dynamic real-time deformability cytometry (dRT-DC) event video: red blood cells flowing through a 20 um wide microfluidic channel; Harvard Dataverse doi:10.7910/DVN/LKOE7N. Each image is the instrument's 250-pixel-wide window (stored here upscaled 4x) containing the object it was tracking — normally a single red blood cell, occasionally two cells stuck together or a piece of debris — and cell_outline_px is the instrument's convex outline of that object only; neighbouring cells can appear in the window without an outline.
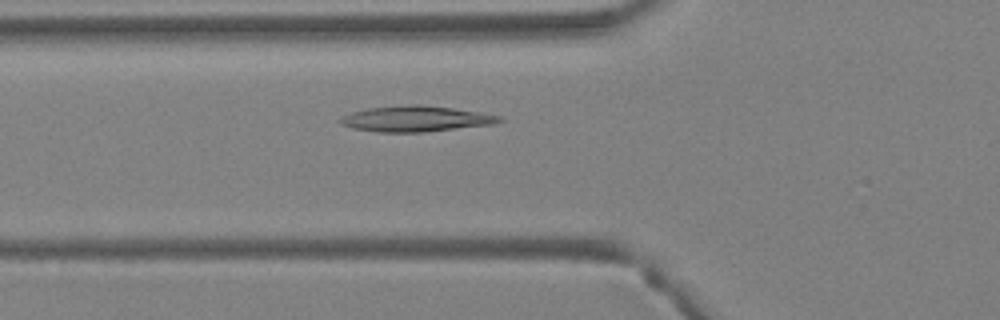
{"species": "Egyptian fruit bat (a non-hibernating species)", "species_latin": "Rousettus aegyptiacus", "temperature_condition": "warm", "stored_images_in_passage": 33, "camera_frame_rate_fps": 3000, "um_per_image_px": 0.085, "animal": {"sex": "female"}, "frame": {"image": 1, "passage_image": 7, "time_ms": 2.0, "image_size_px": [1000, 320], "cell_outline_px": [[504, 120], [492, 124], [424, 132], [376, 132], [352, 128], [340, 124], [336, 120], [340, 116], [352, 112], [368, 108], [408, 104], [420, 104], [452, 108], [480, 112], [500, 116]], "centroid_in_image_um": [35.27, 10.09], "position_along_channel_um": 90.5, "area_um2": 23.93}}
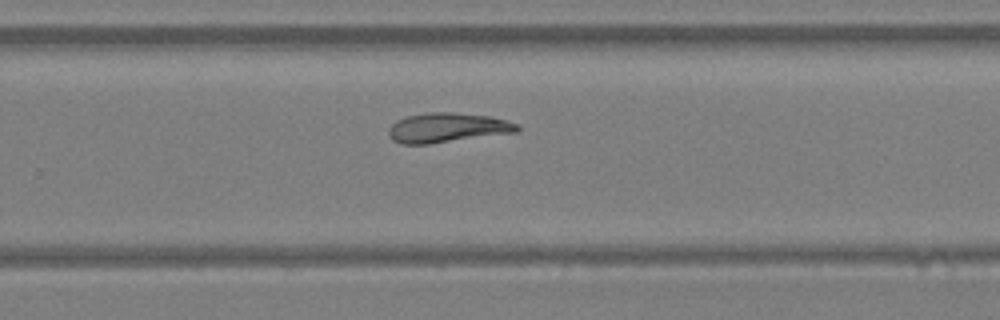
{"frame": {"image": 2, "passage_image": 19, "time_ms": 6.0, "image_size_px": [1000, 320], "cell_outline_px": [[520, 128], [516, 132], [428, 144], [400, 144], [392, 140], [388, 136], [388, 128], [396, 120], [408, 116], [432, 112], [452, 112], [488, 116], [508, 120], [520, 124]], "centroid_in_image_um": [38.01, 10.86], "position_along_channel_um": 291.8, "area_um2": 22.2}}
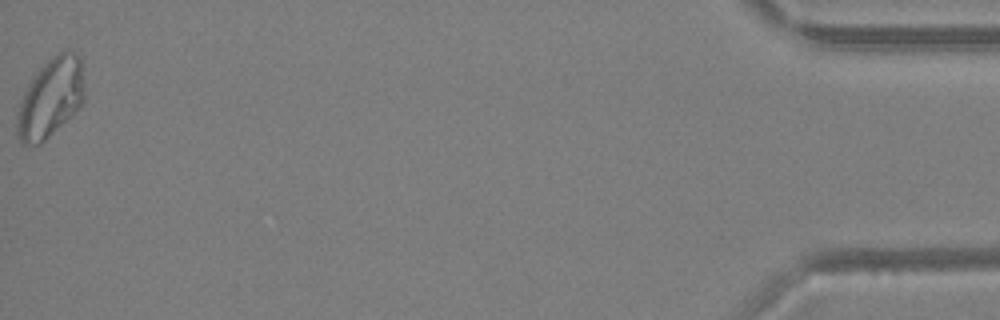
{"frame": {"image": 3, "passage_image": 33, "time_ms": 10.667, "image_size_px": [1000, 320], "cell_outline_px": [[84, 100], [40, 144], [24, 144], [20, 140], [16, 132], [16, 116], [20, 100], [28, 84], [36, 72], [56, 52], [64, 48], [68, 48], [76, 52], [80, 56], [84, 68]], "centroid_in_image_um": [4.3, 8.22], "position_along_channel_um": 430.9, "area_um2": 31.04}}